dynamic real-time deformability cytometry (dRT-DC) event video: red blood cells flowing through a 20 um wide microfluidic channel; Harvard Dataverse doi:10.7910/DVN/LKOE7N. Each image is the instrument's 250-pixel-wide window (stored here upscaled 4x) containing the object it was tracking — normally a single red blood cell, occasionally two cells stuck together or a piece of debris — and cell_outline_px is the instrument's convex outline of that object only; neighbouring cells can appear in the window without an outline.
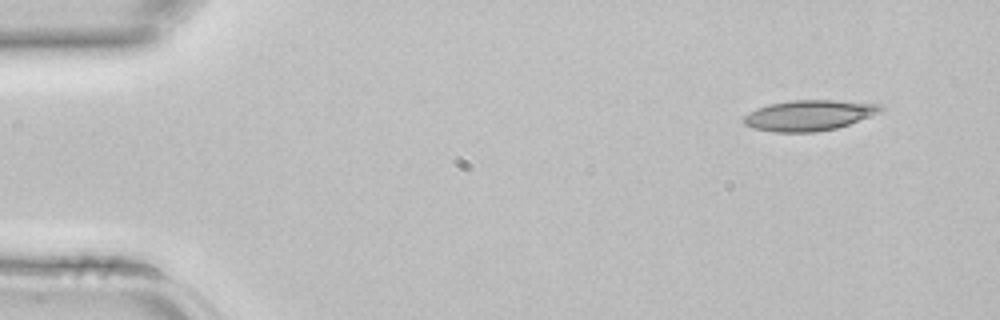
{"species": "common noctule bat (a hibernating species)", "species_latin": "Nyctalus noctula", "temperature_condition": "room temperature", "stored_images_in_passage": 2, "camera_frame_rate_fps": 3000, "um_per_image_px": 0.085, "animal": {"sex": "female", "body_mass_g": 22.7, "forearm_length_mm": 54.2}, "frame": {"image": 1, "passage_image": 1, "time_ms": 0.0, "image_size_px": [1000, 320], "cell_outline_px": [[884, 112], [836, 128], [816, 132], [772, 132], [756, 128], [744, 124], [740, 120], [744, 116], [756, 108], [768, 104], [792, 100], [836, 100], [884, 104]], "centroid_in_image_um": [68.81, 9.79], "position_along_channel_um": 16.2, "area_um2": 24.68}}